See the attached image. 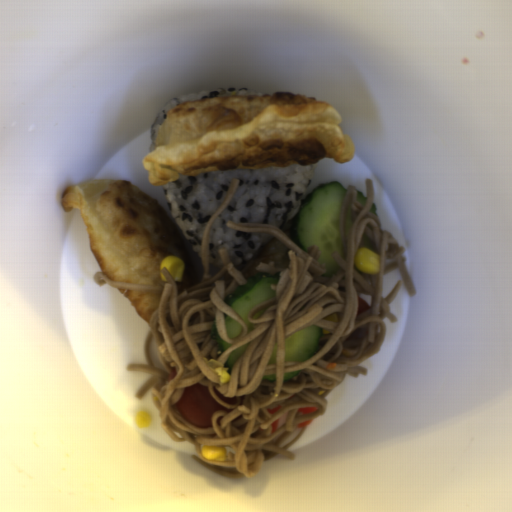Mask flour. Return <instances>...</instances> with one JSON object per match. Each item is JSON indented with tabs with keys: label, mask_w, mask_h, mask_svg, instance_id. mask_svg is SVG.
Returning <instances> with one entry per match:
<instances>
[{
	"label": "flour",
	"mask_w": 512,
	"mask_h": 512,
	"mask_svg": "<svg viewBox=\"0 0 512 512\" xmlns=\"http://www.w3.org/2000/svg\"><path fill=\"white\" fill-rule=\"evenodd\" d=\"M61 208H77L91 252L111 282L164 285L161 264L167 256L184 262L178 293L195 286L197 275L184 239L161 205L135 184L94 179L62 191Z\"/></svg>",
	"instance_id": "2"
},
{
	"label": "flour",
	"mask_w": 512,
	"mask_h": 512,
	"mask_svg": "<svg viewBox=\"0 0 512 512\" xmlns=\"http://www.w3.org/2000/svg\"><path fill=\"white\" fill-rule=\"evenodd\" d=\"M289 250L290 249L275 236L262 248L255 258L244 264L239 271L247 281L250 277L260 273L256 269L259 263L269 264L270 262H274L275 267L287 268L291 263L288 254Z\"/></svg>",
	"instance_id": "3"
},
{
	"label": "flour",
	"mask_w": 512,
	"mask_h": 512,
	"mask_svg": "<svg viewBox=\"0 0 512 512\" xmlns=\"http://www.w3.org/2000/svg\"><path fill=\"white\" fill-rule=\"evenodd\" d=\"M342 117L324 100L293 93L185 101L166 113L142 165L161 186L212 171L259 170L322 158L352 161L355 144Z\"/></svg>",
	"instance_id": "1"
},
{
	"label": "flour",
	"mask_w": 512,
	"mask_h": 512,
	"mask_svg": "<svg viewBox=\"0 0 512 512\" xmlns=\"http://www.w3.org/2000/svg\"><path fill=\"white\" fill-rule=\"evenodd\" d=\"M131 303L139 316L149 323L155 310L159 309L162 297L161 290L118 289Z\"/></svg>",
	"instance_id": "4"
}]
</instances>
